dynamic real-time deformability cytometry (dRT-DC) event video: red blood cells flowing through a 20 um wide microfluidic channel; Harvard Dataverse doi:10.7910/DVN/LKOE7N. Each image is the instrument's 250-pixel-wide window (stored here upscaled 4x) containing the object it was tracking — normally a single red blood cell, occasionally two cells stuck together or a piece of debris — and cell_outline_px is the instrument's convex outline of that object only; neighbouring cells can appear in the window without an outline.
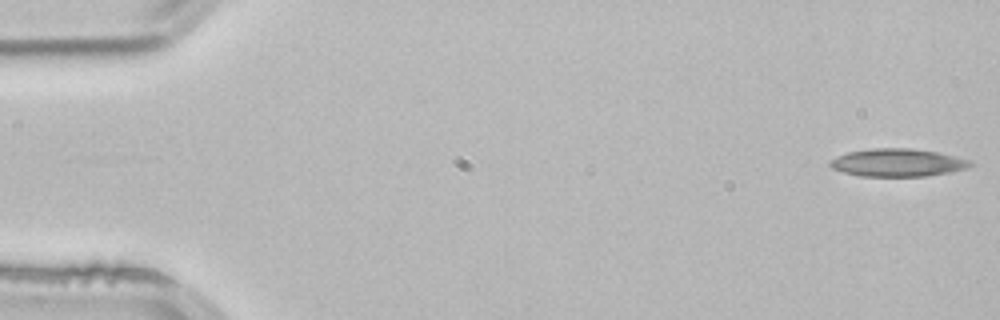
{"species": "common noctule bat (a hibernating species)", "species_latin": "Nyctalus noctula", "temperature_condition": "room temperature", "stored_images_in_passage": 3, "camera_frame_rate_fps": 3000, "um_per_image_px": 0.085, "animal": {"sex": "male", "body_mass_g": 21.5, "forearm_length_mm": 52.0}, "frame": {"image": 1, "passage_image": 1, "time_ms": 0.0, "image_size_px": [1000, 320], "cell_outline_px": [[972, 164], [964, 168], [948, 172], [924, 176], [860, 176], [844, 172], [832, 168], [828, 164], [836, 156], [848, 152], [872, 148], [912, 148], [936, 152], [972, 160]], "centroid_in_image_um": [76.26, 13.81], "position_along_channel_um": 8.7, "area_um2": 22.48}}
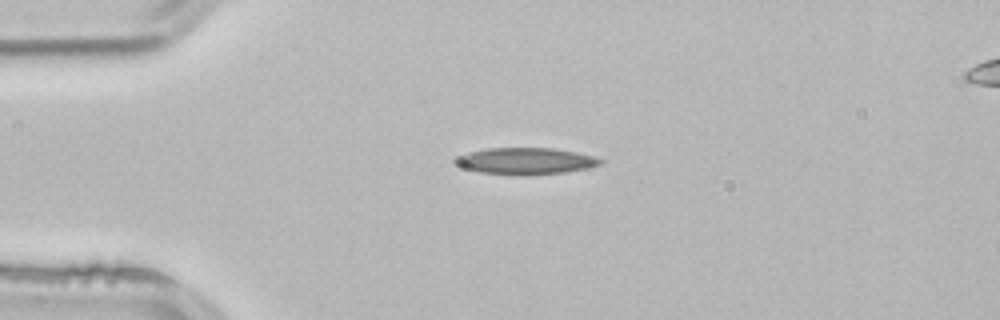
{"frame": {"image": 2, "passage_image": 3, "time_ms": 0.667, "image_size_px": [1000, 320], "cell_outline_px": [[604, 164], [588, 168], [564, 172], [524, 176], [480, 172], [464, 168], [456, 164], [452, 160], [456, 156], [468, 152], [488, 148], [552, 148], [576, 152], [592, 156], [604, 160]], "centroid_in_image_um": [44.67, 13.69], "position_along_channel_um": 40.3, "area_um2": 22.66}}